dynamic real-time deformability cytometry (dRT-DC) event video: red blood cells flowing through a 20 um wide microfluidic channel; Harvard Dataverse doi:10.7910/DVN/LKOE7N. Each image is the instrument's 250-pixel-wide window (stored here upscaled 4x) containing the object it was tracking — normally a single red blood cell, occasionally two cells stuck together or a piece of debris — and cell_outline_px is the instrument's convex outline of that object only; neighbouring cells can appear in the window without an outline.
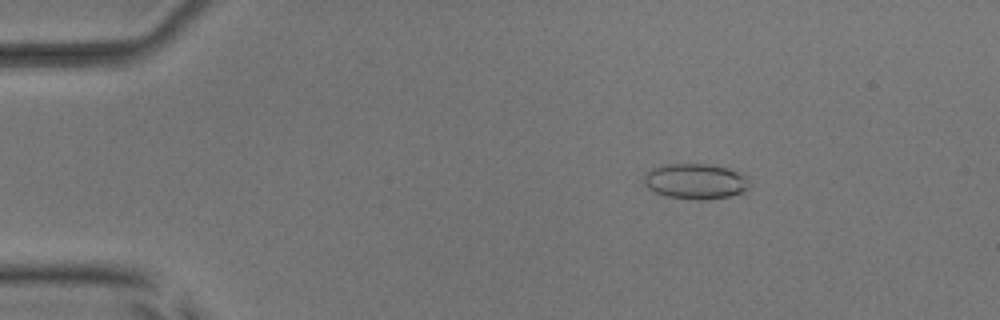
{"species": "common noctule bat (a hibernating species)", "species_latin": "Nyctalus noctula", "temperature_condition": "room temperature", "stored_images_in_passage": 53, "camera_frame_rate_fps": 3000, "um_per_image_px": 0.085, "animal": {"sex": "male", "body_mass_g": 17.9, "forearm_length_mm": 54.2}, "frame": {"image": 1, "passage_image": 8, "time_ms": 2.333, "image_size_px": [1000, 320], "cell_outline_px": [[744, 192], [728, 196], [700, 200], [668, 196], [656, 192], [648, 188], [644, 184], [644, 176], [652, 168], [660, 164], [708, 164], [724, 168], [736, 172], [744, 176]], "centroid_in_image_um": [59.0, 15.4], "position_along_channel_um": 26.0, "area_um2": 21.04}}
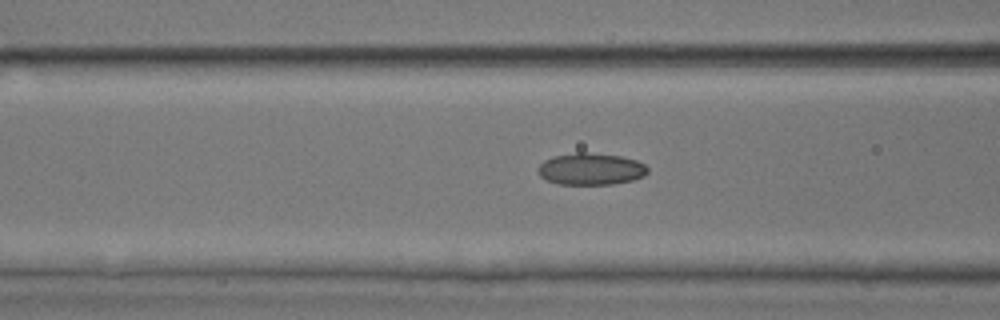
{"frame": {"image": 2, "passage_image": 21, "time_ms": 6.667, "image_size_px": [1000, 320], "cell_outline_px": [[648, 172], [644, 176], [632, 180], [612, 184], [560, 184], [548, 180], [540, 176], [536, 168], [544, 160], [552, 156], [576, 152], [584, 152], [620, 156], [636, 160], [644, 164], [648, 168]], "centroid_in_image_um": [50.2, 14.36], "position_along_channel_um": 116.4, "area_um2": 20.35}}
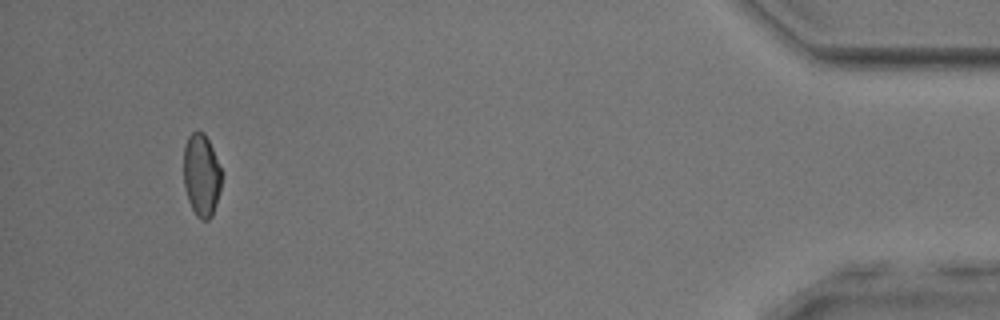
{"frame": {"image": 3, "passage_image": 50, "time_ms": 16.333, "image_size_px": [1000, 320], "cell_outline_px": [[220, 188], [216, 204], [212, 216], [208, 220], [200, 220], [196, 216], [188, 200], [184, 184], [184, 148], [188, 136], [196, 128], [204, 132], [212, 148], [220, 168]], "centroid_in_image_um": [17.1, 14.87], "position_along_channel_um": 418.1, "area_um2": 18.15}, "authors_computed_cell_mechanics": {"area_um2": 19.5942, "velocity_mm_per_s": 3.8471, "shape_relaxation_time_tau1_ms": null, "shape_relaxation_time_tau2_ms": 2.9732, "deformation_change_tau1": null, "deformation_change_tau2": 0.0659}}